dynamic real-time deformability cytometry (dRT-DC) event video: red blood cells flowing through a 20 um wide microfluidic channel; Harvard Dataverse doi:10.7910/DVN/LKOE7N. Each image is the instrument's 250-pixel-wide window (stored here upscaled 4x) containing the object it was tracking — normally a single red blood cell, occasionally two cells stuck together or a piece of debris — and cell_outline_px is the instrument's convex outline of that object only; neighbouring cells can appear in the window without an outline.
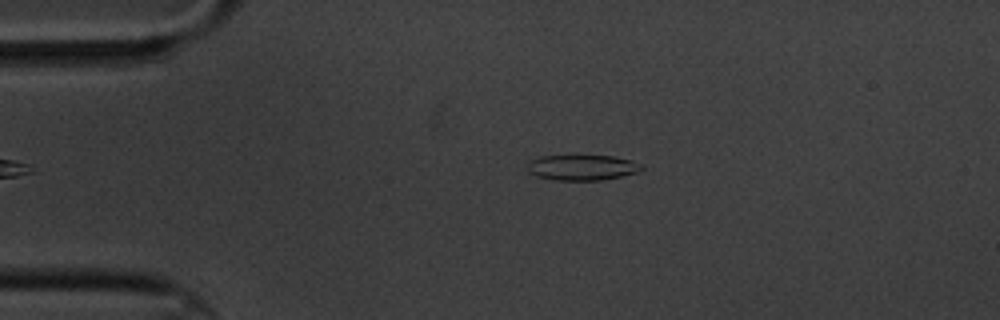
{"species": "common noctule bat (a hibernating species)", "species_latin": "Nyctalus noctula", "temperature_condition": "cold", "stored_images_in_passage": 2, "camera_frame_rate_fps": 3000, "um_per_image_px": 0.085, "animal": {"sex": "male", "body_mass_g": 20.1, "forearm_length_mm": 53.5}, "frame": {"image": 1, "passage_image": 2, "time_ms": 2.0, "image_size_px": [1000, 320], "cell_outline_px": [[644, 168], [640, 172], [600, 180], [556, 180], [536, 176], [528, 172], [528, 160], [540, 156], [576, 152], [612, 156], [632, 160], [644, 164]], "centroid_in_image_um": [49.47, 14.17], "position_along_channel_um": 35.5, "area_um2": 18.09}}